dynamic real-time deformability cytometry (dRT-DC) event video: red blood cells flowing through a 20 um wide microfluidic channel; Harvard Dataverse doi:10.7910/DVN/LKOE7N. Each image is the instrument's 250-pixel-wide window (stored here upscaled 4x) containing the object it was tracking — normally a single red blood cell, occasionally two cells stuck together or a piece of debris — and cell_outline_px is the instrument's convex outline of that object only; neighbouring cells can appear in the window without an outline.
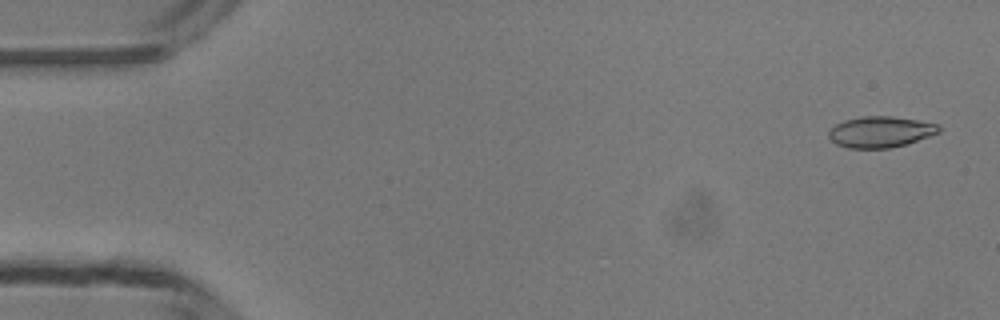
{"species": "common noctule bat (a hibernating species)", "species_latin": "Nyctalus noctula", "temperature_condition": "room temperature", "stored_images_in_passage": 46, "camera_frame_rate_fps": 3000, "um_per_image_px": 0.085, "animal": {"sex": "male", "body_mass_g": 13.3}, "frame": {"image": 1, "passage_image": 2, "time_ms": 0.333, "image_size_px": [1000, 320], "cell_outline_px": [[940, 132], [904, 144], [888, 148], [848, 148], [836, 144], [828, 136], [828, 132], [836, 124], [844, 120], [860, 116], [892, 116], [940, 124]], "centroid_in_image_um": [74.82, 11.2], "position_along_channel_um": 10.2, "area_um2": 19.77}}
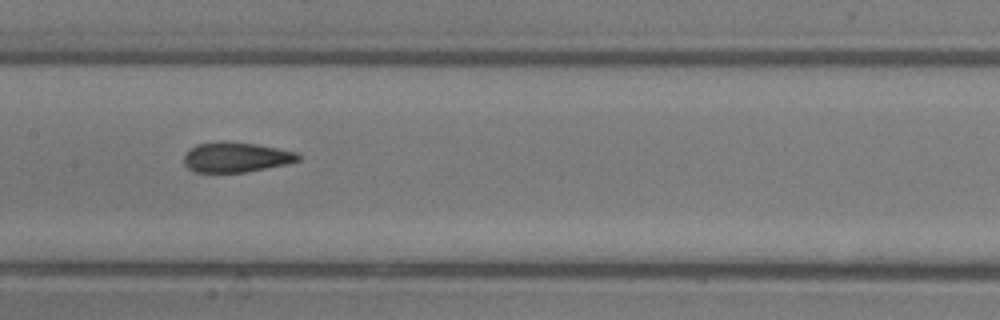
{"frame": {"image": 2, "passage_image": 24, "time_ms": 7.667, "image_size_px": [1000, 320], "cell_outline_px": [[300, 160], [284, 164], [244, 172], [196, 172], [188, 168], [184, 164], [184, 156], [196, 144], [256, 144], [296, 152], [300, 156]], "centroid_in_image_um": [20.07, 13.4], "position_along_channel_um": 187.3, "area_um2": 18.9}}
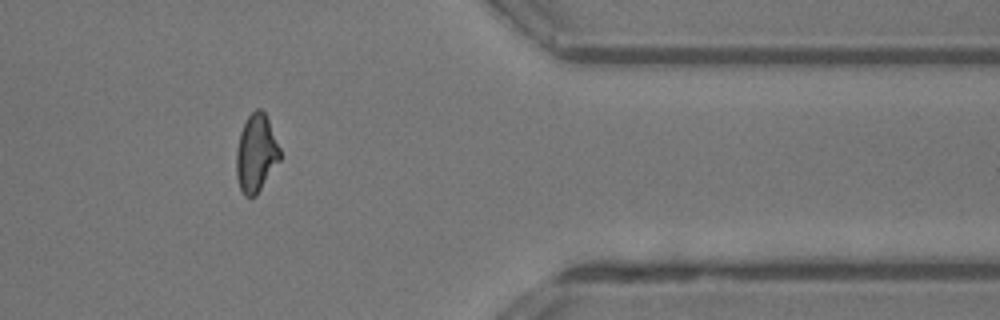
{"frame": {"image": 3, "passage_image": 40, "time_ms": 13.0, "image_size_px": [1000, 320], "cell_outline_px": [[280, 160], [256, 196], [244, 196], [240, 188], [236, 176], [236, 148], [240, 132], [248, 116], [256, 108], [260, 108], [264, 112], [268, 120], [280, 148]], "centroid_in_image_um": [21.76, 13.04], "position_along_channel_um": 389.6, "area_um2": 19.71}, "authors_computed_cell_mechanics": {"area_um2": 19.9699, "velocity_mm_per_s": 4.2133, "shape_relaxation_time_tau1_ms": 10.6123, "shape_relaxation_time_tau2_ms": 1.2544, "deformation_change_tau1": 0.2762, "deformation_change_tau2": 0.0854}}